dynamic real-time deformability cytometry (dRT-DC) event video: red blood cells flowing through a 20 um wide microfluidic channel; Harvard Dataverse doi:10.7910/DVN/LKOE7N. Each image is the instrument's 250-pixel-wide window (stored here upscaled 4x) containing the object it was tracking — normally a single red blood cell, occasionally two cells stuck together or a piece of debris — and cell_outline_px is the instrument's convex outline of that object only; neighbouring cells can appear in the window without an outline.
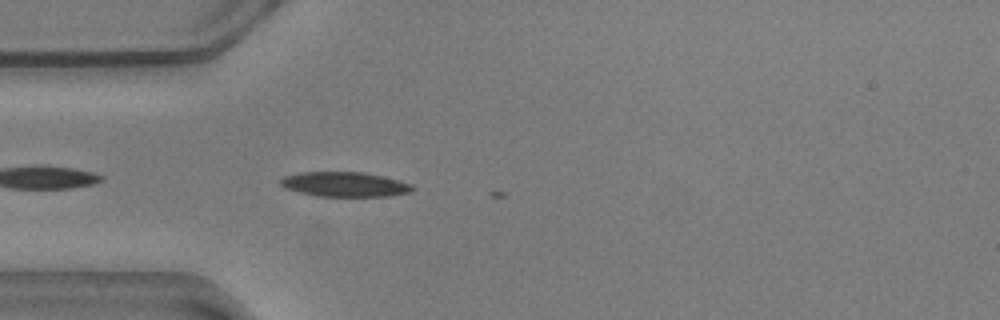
{"species": "common noctule bat (a hibernating species)", "species_latin": "Nyctalus noctula", "temperature_condition": "warm", "stored_images_in_passage": 6, "camera_frame_rate_fps": 3000, "um_per_image_px": 0.085, "animal": {"sex": "male", "body_mass_g": 20.5, "forearm_length_mm": 52.5}, "frame": {"image": 1, "passage_image": 3, "time_ms": 0.667, "image_size_px": [1000, 320], "cell_outline_px": [[412, 192], [388, 196], [316, 196], [284, 188], [280, 184], [280, 180], [284, 176], [300, 172], [364, 172], [412, 184]], "centroid_in_image_um": [29.26, 15.67], "position_along_channel_um": 55.7, "area_um2": 18.84}}